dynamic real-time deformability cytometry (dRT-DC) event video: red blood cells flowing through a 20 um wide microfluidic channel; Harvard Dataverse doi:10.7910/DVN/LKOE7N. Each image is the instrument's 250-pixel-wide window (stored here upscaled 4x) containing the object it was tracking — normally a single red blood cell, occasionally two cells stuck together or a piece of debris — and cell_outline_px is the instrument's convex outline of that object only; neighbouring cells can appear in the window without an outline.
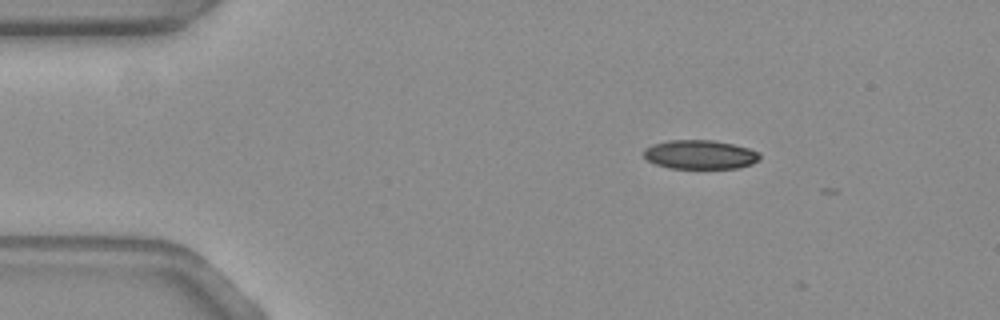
{"species": "common noctule bat (a hibernating species)", "species_latin": "Nyctalus noctula", "temperature_condition": "warm", "stored_images_in_passage": 2, "camera_frame_rate_fps": 3000, "um_per_image_px": 0.085, "animal": {"sex": "female", "body_mass_g": 19.3, "forearm_length_mm": 54.1}, "frame": {"image": 1, "passage_image": 1, "time_ms": 0.0, "image_size_px": [1000, 320], "cell_outline_px": [[760, 156], [752, 164], [740, 168], [668, 168], [656, 164], [648, 160], [644, 156], [644, 148], [652, 144], [668, 140], [712, 140], [732, 144], [748, 148], [760, 152]], "centroid_in_image_um": [59.49, 13.14], "position_along_channel_um": 25.5, "area_um2": 19.59}}